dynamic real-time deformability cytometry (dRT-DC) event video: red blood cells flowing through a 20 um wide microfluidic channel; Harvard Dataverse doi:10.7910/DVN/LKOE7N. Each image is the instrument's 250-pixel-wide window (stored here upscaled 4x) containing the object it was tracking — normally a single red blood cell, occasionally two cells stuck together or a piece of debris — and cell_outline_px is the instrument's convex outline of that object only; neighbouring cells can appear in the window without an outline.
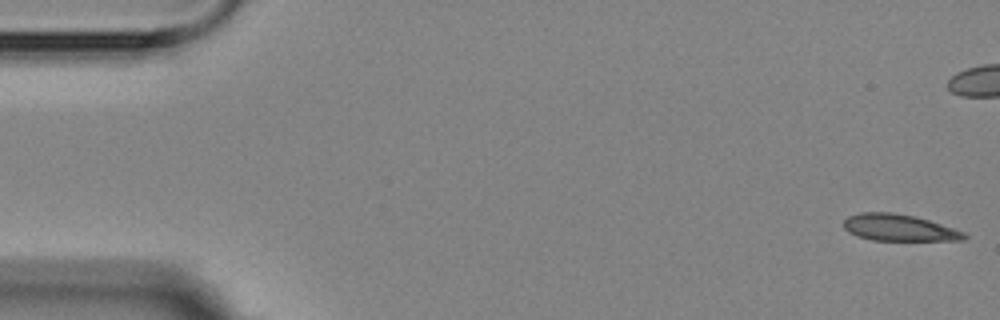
{"species": "Egyptian fruit bat (a non-hibernating species)", "species_latin": "Rousettus aegyptiacus", "temperature_condition": "room temperature", "stored_images_in_passage": 5, "camera_frame_rate_fps": 3000, "um_per_image_px": 0.085, "animal": {"sex": "female"}, "frame": {"image": 1, "passage_image": 1, "time_ms": 0.0, "image_size_px": [1000, 320], "cell_outline_px": [[968, 236], [964, 240], [872, 240], [856, 236], [848, 232], [844, 228], [844, 220], [848, 216], [860, 212], [892, 212], [916, 216], [964, 232]], "centroid_in_image_um": [76.37, 19.35], "position_along_channel_um": 8.6, "area_um2": 18.67}}
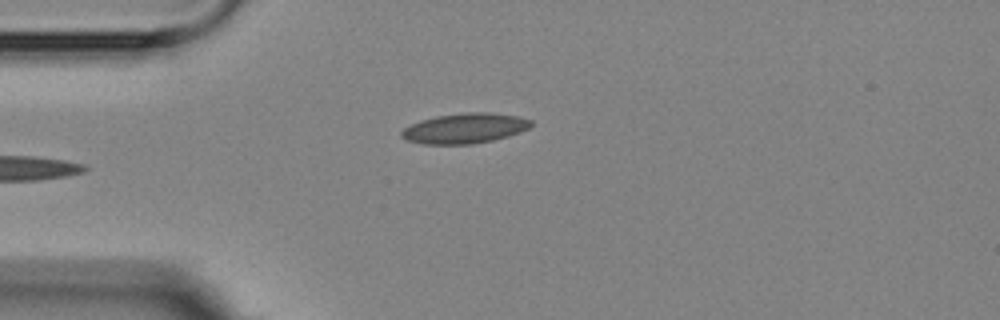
{"frame": {"image": 2, "passage_image": 5, "time_ms": 5.667, "image_size_px": [1000, 320], "cell_outline_px": [[532, 124], [528, 128], [520, 132], [508, 136], [492, 140], [472, 144], [424, 144], [408, 140], [400, 136], [400, 132], [404, 128], [420, 120], [436, 116], [464, 112], [488, 112], [516, 116], [532, 120]], "centroid_in_image_um": [39.49, 10.9], "position_along_channel_um": 45.5, "area_um2": 22.66}}